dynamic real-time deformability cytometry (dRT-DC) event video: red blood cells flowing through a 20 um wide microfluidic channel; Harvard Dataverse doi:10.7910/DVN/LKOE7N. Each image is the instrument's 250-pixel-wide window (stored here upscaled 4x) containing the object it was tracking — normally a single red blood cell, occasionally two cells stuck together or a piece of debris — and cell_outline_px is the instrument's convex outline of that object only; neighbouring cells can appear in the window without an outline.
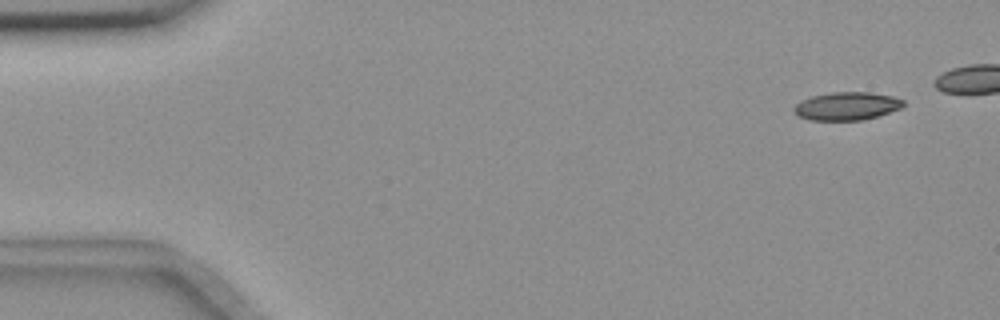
{"species": "common noctule bat (a hibernating species)", "species_latin": "Nyctalus noctula", "temperature_condition": "room temperature", "stored_images_in_passage": 8, "camera_frame_rate_fps": 3000, "um_per_image_px": 0.085, "animal": {"sex": "female", "body_mass_g": 18.4}, "frame": {"image": 1, "passage_image": 2, "time_ms": 1.0, "image_size_px": [1000, 320], "cell_outline_px": [[904, 104], [900, 108], [876, 116], [860, 120], [808, 120], [792, 112], [792, 108], [800, 100], [812, 96], [832, 92], [868, 92], [892, 96], [904, 100]], "centroid_in_image_um": [71.92, 9.01], "position_along_channel_um": 13.1, "area_um2": 17.8}}
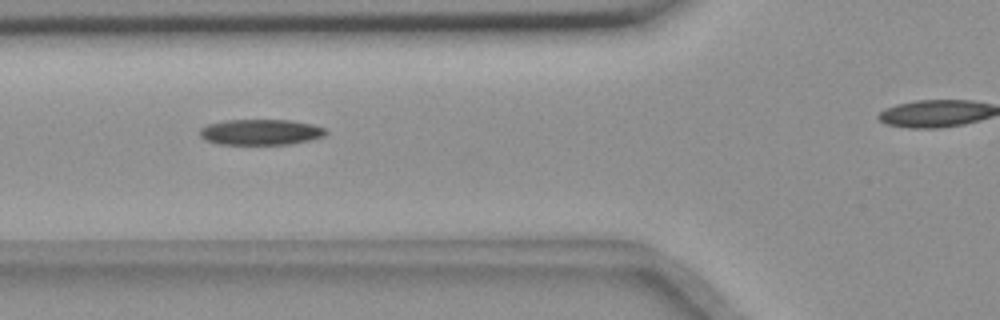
{"frame": {"image": 2, "passage_image": 7, "time_ms": 6.667, "image_size_px": [1000, 320], "cell_outline_px": [[328, 132], [324, 136], [308, 140], [288, 144], [216, 144], [204, 140], [200, 136], [200, 128], [208, 124], [224, 120], [292, 120], [312, 124], [324, 128]], "centroid_in_image_um": [22.12, 11.22], "position_along_channel_um": 103.7, "area_um2": 18.9}}